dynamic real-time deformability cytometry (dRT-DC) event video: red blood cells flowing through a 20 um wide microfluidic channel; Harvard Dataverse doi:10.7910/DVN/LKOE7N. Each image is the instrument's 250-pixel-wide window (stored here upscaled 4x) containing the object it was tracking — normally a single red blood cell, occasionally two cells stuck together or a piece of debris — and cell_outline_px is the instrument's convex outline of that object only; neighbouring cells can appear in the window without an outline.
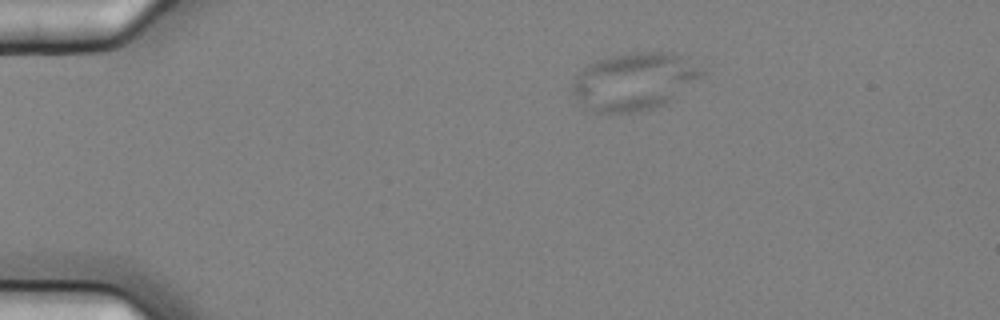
{"species": "common noctule bat (a hibernating species)", "species_latin": "Nyctalus noctula", "temperature_condition": "cold", "stored_images_in_passage": 4, "camera_frame_rate_fps": 3000, "um_per_image_px": 0.085, "animal": {"sex": "female", "body_mass_g": 25.1}, "frame": {"image": 1, "passage_image": 2, "time_ms": 0.333, "image_size_px": [1000, 320], "cell_outline_px": [[704, 72], [700, 76], [668, 100], [652, 108], [632, 112], [596, 112], [576, 96], [572, 92], [572, 84], [576, 76], [588, 64], [596, 60], [612, 56], [632, 52], [668, 52], [676, 56]], "centroid_in_image_um": [53.8, 6.9], "position_along_channel_um": 31.2, "area_um2": 41.21}}